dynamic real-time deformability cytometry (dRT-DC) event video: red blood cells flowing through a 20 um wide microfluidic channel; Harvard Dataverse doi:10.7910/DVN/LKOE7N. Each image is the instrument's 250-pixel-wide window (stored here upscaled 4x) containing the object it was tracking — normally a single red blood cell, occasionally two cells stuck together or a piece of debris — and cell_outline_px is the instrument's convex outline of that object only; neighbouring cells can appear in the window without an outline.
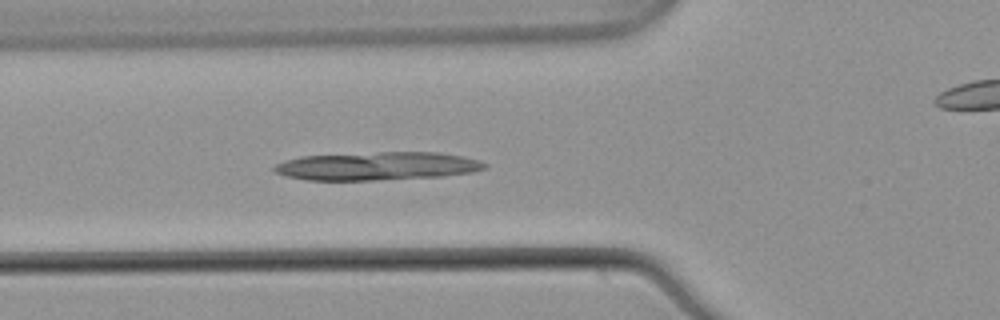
{"species": "common noctule bat (a hibernating species)", "species_latin": "Nyctalus noctula", "temperature_condition": "warm", "stored_images_in_passage": 53, "camera_frame_rate_fps": 3000, "um_per_image_px": 0.085, "animal": {"sex": "male", "body_mass_g": 21.5, "forearm_length_mm": 52.0}, "frame": {"image": 1, "passage_image": 19, "time_ms": 6.0, "image_size_px": [1000, 320], "cell_outline_px": [[488, 168], [472, 172], [444, 176], [376, 180], [304, 180], [284, 176], [272, 172], [272, 168], [276, 164], [284, 160], [300, 156], [380, 152], [440, 152], [480, 160], [488, 164]], "centroid_in_image_um": [32.03, 14.12], "position_along_channel_um": 93.8, "area_um2": 34.97}}
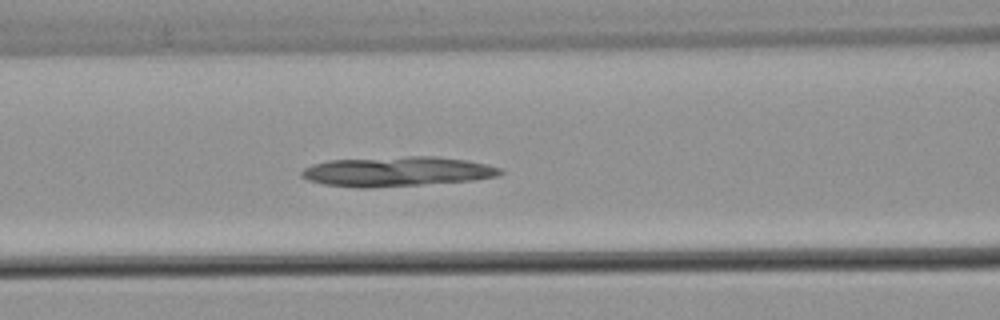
{"frame": {"image": 2, "passage_image": 22, "time_ms": 7.0, "image_size_px": [1000, 320], "cell_outline_px": [[504, 172], [500, 176], [476, 180], [368, 188], [360, 188], [324, 184], [308, 180], [300, 176], [300, 172], [304, 168], [312, 164], [328, 160], [408, 156], [436, 156], [468, 160], [500, 168]], "centroid_in_image_um": [33.74, 14.57], "position_along_channel_um": 132.9, "area_um2": 34.56}}
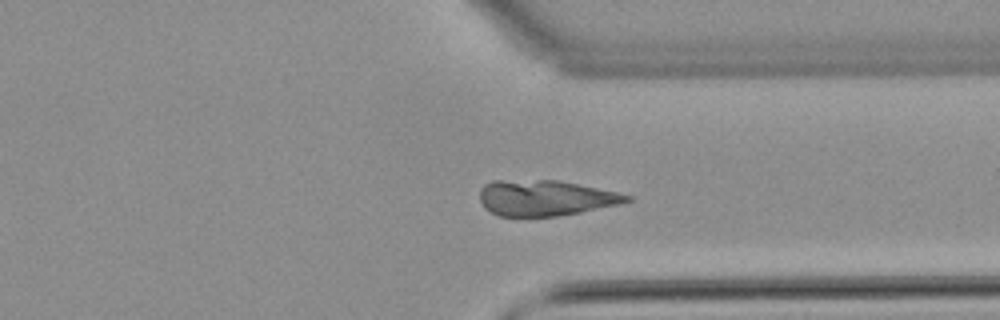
{"frame": {"image": 3, "passage_image": 40, "time_ms": 13.0, "image_size_px": [1000, 320], "cell_outline_px": [[632, 200], [620, 204], [580, 212], [556, 216], [500, 216], [484, 208], [480, 200], [480, 188], [484, 184], [492, 180], [556, 180], [616, 192], [632, 196]], "centroid_in_image_um": [46.31, 16.82], "position_along_channel_um": 365.1, "area_um2": 30.35}}